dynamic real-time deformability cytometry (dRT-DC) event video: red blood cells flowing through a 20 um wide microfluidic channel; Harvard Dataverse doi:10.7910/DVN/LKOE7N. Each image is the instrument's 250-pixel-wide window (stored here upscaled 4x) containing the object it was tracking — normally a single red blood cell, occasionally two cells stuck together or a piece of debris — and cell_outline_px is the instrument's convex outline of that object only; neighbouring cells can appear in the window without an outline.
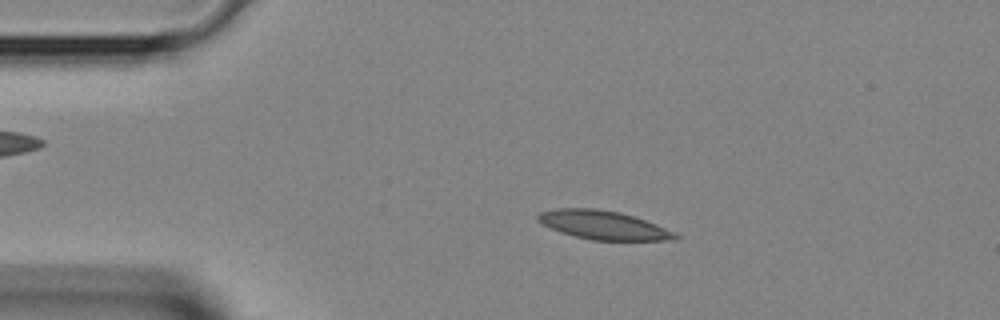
{"species": "Egyptian fruit bat (a non-hibernating species)", "species_latin": "Rousettus aegyptiacus", "temperature_condition": "room temperature", "stored_images_in_passage": 3, "camera_frame_rate_fps": 3000, "um_per_image_px": 0.085, "animal": {"sex": "female"}, "frame": {"image": 1, "passage_image": 1, "time_ms": 0.0, "image_size_px": [1000, 320], "cell_outline_px": [[680, 236], [676, 240], [592, 240], [560, 232], [536, 220], [536, 216], [540, 212], [556, 208], [596, 208], [620, 212], [656, 224]], "centroid_in_image_um": [51.25, 19.12], "position_along_channel_um": 33.7, "area_um2": 22.72}}
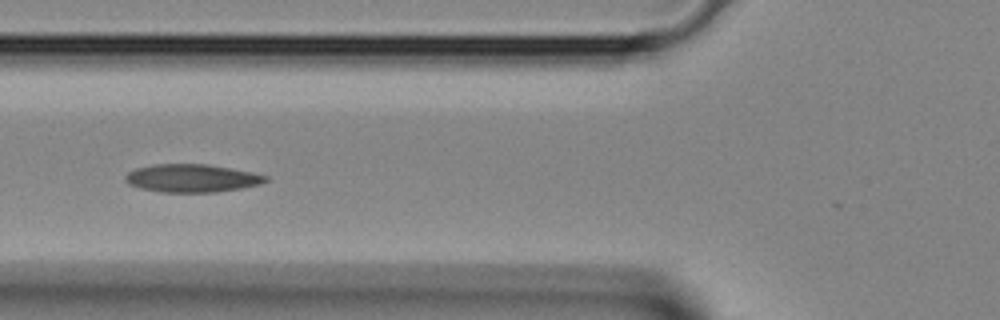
{"frame": {"image": 2, "passage_image": 3, "time_ms": 0.667, "image_size_px": [1000, 320], "cell_outline_px": [[268, 180], [260, 184], [240, 188], [216, 192], [160, 192], [140, 188], [128, 184], [124, 180], [124, 176], [128, 172], [136, 168], [152, 164], [208, 164], [252, 172], [268, 176]], "centroid_in_image_um": [16.27, 15.14], "position_along_channel_um": 109.5, "area_um2": 22.95}}